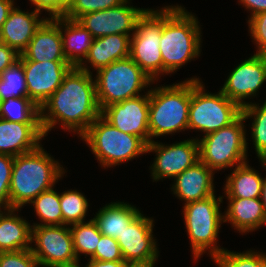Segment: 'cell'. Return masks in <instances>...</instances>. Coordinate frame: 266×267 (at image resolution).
I'll return each mask as SVG.
<instances>
[{
    "label": "cell",
    "instance_id": "obj_34",
    "mask_svg": "<svg viewBox=\"0 0 266 267\" xmlns=\"http://www.w3.org/2000/svg\"><path fill=\"white\" fill-rule=\"evenodd\" d=\"M214 262L218 267H264L266 265V253L257 250L234 252L223 250Z\"/></svg>",
    "mask_w": 266,
    "mask_h": 267
},
{
    "label": "cell",
    "instance_id": "obj_42",
    "mask_svg": "<svg viewBox=\"0 0 266 267\" xmlns=\"http://www.w3.org/2000/svg\"><path fill=\"white\" fill-rule=\"evenodd\" d=\"M245 9L251 12V16L266 11V0H239Z\"/></svg>",
    "mask_w": 266,
    "mask_h": 267
},
{
    "label": "cell",
    "instance_id": "obj_9",
    "mask_svg": "<svg viewBox=\"0 0 266 267\" xmlns=\"http://www.w3.org/2000/svg\"><path fill=\"white\" fill-rule=\"evenodd\" d=\"M204 88L200 80H191L188 129L200 130L206 135L233 123L241 115L242 108L221 90L212 94Z\"/></svg>",
    "mask_w": 266,
    "mask_h": 267
},
{
    "label": "cell",
    "instance_id": "obj_39",
    "mask_svg": "<svg viewBox=\"0 0 266 267\" xmlns=\"http://www.w3.org/2000/svg\"><path fill=\"white\" fill-rule=\"evenodd\" d=\"M247 23L251 39L257 46L256 53H266V11L250 17Z\"/></svg>",
    "mask_w": 266,
    "mask_h": 267
},
{
    "label": "cell",
    "instance_id": "obj_36",
    "mask_svg": "<svg viewBox=\"0 0 266 267\" xmlns=\"http://www.w3.org/2000/svg\"><path fill=\"white\" fill-rule=\"evenodd\" d=\"M14 157L0 154V208H10V180Z\"/></svg>",
    "mask_w": 266,
    "mask_h": 267
},
{
    "label": "cell",
    "instance_id": "obj_33",
    "mask_svg": "<svg viewBox=\"0 0 266 267\" xmlns=\"http://www.w3.org/2000/svg\"><path fill=\"white\" fill-rule=\"evenodd\" d=\"M88 200L82 192L67 190L60 193V208L62 210L63 225L71 226L85 222L88 211Z\"/></svg>",
    "mask_w": 266,
    "mask_h": 267
},
{
    "label": "cell",
    "instance_id": "obj_12",
    "mask_svg": "<svg viewBox=\"0 0 266 267\" xmlns=\"http://www.w3.org/2000/svg\"><path fill=\"white\" fill-rule=\"evenodd\" d=\"M198 138L187 139L178 143L166 144L150 142L146 153L155 152L156 157L150 166L154 181L163 178L172 179L199 161Z\"/></svg>",
    "mask_w": 266,
    "mask_h": 267
},
{
    "label": "cell",
    "instance_id": "obj_16",
    "mask_svg": "<svg viewBox=\"0 0 266 267\" xmlns=\"http://www.w3.org/2000/svg\"><path fill=\"white\" fill-rule=\"evenodd\" d=\"M101 116L121 132L138 136L147 145L150 143L149 90L145 95L104 107Z\"/></svg>",
    "mask_w": 266,
    "mask_h": 267
},
{
    "label": "cell",
    "instance_id": "obj_23",
    "mask_svg": "<svg viewBox=\"0 0 266 267\" xmlns=\"http://www.w3.org/2000/svg\"><path fill=\"white\" fill-rule=\"evenodd\" d=\"M227 210L224 222H229L234 230L247 234L266 225V215L260 198L226 197Z\"/></svg>",
    "mask_w": 266,
    "mask_h": 267
},
{
    "label": "cell",
    "instance_id": "obj_18",
    "mask_svg": "<svg viewBox=\"0 0 266 267\" xmlns=\"http://www.w3.org/2000/svg\"><path fill=\"white\" fill-rule=\"evenodd\" d=\"M20 61H67L63 53L60 16L48 17L36 30Z\"/></svg>",
    "mask_w": 266,
    "mask_h": 267
},
{
    "label": "cell",
    "instance_id": "obj_41",
    "mask_svg": "<svg viewBox=\"0 0 266 267\" xmlns=\"http://www.w3.org/2000/svg\"><path fill=\"white\" fill-rule=\"evenodd\" d=\"M19 55L13 48L0 42V74L17 61Z\"/></svg>",
    "mask_w": 266,
    "mask_h": 267
},
{
    "label": "cell",
    "instance_id": "obj_30",
    "mask_svg": "<svg viewBox=\"0 0 266 267\" xmlns=\"http://www.w3.org/2000/svg\"><path fill=\"white\" fill-rule=\"evenodd\" d=\"M244 119H253L251 137L258 159H266V100L262 105L248 103L242 107Z\"/></svg>",
    "mask_w": 266,
    "mask_h": 267
},
{
    "label": "cell",
    "instance_id": "obj_31",
    "mask_svg": "<svg viewBox=\"0 0 266 267\" xmlns=\"http://www.w3.org/2000/svg\"><path fill=\"white\" fill-rule=\"evenodd\" d=\"M73 237L74 253L80 262V254L89 258L95 253L96 247L102 233L98 230L97 224L93 219L87 222H80L70 226Z\"/></svg>",
    "mask_w": 266,
    "mask_h": 267
},
{
    "label": "cell",
    "instance_id": "obj_10",
    "mask_svg": "<svg viewBox=\"0 0 266 267\" xmlns=\"http://www.w3.org/2000/svg\"><path fill=\"white\" fill-rule=\"evenodd\" d=\"M163 7L148 9L137 20L130 38V58L155 82L163 75L160 52ZM160 76V77H159Z\"/></svg>",
    "mask_w": 266,
    "mask_h": 267
},
{
    "label": "cell",
    "instance_id": "obj_43",
    "mask_svg": "<svg viewBox=\"0 0 266 267\" xmlns=\"http://www.w3.org/2000/svg\"><path fill=\"white\" fill-rule=\"evenodd\" d=\"M88 263L84 267H126L128 263L124 260L117 261H100L94 259H88Z\"/></svg>",
    "mask_w": 266,
    "mask_h": 267
},
{
    "label": "cell",
    "instance_id": "obj_3",
    "mask_svg": "<svg viewBox=\"0 0 266 267\" xmlns=\"http://www.w3.org/2000/svg\"><path fill=\"white\" fill-rule=\"evenodd\" d=\"M42 146L14 157L10 208H23L42 192L52 189L65 174L63 166Z\"/></svg>",
    "mask_w": 266,
    "mask_h": 267
},
{
    "label": "cell",
    "instance_id": "obj_21",
    "mask_svg": "<svg viewBox=\"0 0 266 267\" xmlns=\"http://www.w3.org/2000/svg\"><path fill=\"white\" fill-rule=\"evenodd\" d=\"M213 175L214 172L199 160L174 178L171 191L184 204L205 199L215 194Z\"/></svg>",
    "mask_w": 266,
    "mask_h": 267
},
{
    "label": "cell",
    "instance_id": "obj_35",
    "mask_svg": "<svg viewBox=\"0 0 266 267\" xmlns=\"http://www.w3.org/2000/svg\"><path fill=\"white\" fill-rule=\"evenodd\" d=\"M126 0H70L67 10L62 15L72 20H78L82 15L117 7Z\"/></svg>",
    "mask_w": 266,
    "mask_h": 267
},
{
    "label": "cell",
    "instance_id": "obj_1",
    "mask_svg": "<svg viewBox=\"0 0 266 267\" xmlns=\"http://www.w3.org/2000/svg\"><path fill=\"white\" fill-rule=\"evenodd\" d=\"M92 73L72 67L60 87L40 107V122L45 137L61 125V129L81 137L101 115Z\"/></svg>",
    "mask_w": 266,
    "mask_h": 267
},
{
    "label": "cell",
    "instance_id": "obj_19",
    "mask_svg": "<svg viewBox=\"0 0 266 267\" xmlns=\"http://www.w3.org/2000/svg\"><path fill=\"white\" fill-rule=\"evenodd\" d=\"M41 12L35 8L34 11L25 12L14 6L0 28V42L21 54L27 48L36 30L48 18L40 19Z\"/></svg>",
    "mask_w": 266,
    "mask_h": 267
},
{
    "label": "cell",
    "instance_id": "obj_14",
    "mask_svg": "<svg viewBox=\"0 0 266 267\" xmlns=\"http://www.w3.org/2000/svg\"><path fill=\"white\" fill-rule=\"evenodd\" d=\"M264 82L266 57L264 54L254 53L232 70L220 90L242 108L248 104L245 99L258 95L257 92Z\"/></svg>",
    "mask_w": 266,
    "mask_h": 267
},
{
    "label": "cell",
    "instance_id": "obj_32",
    "mask_svg": "<svg viewBox=\"0 0 266 267\" xmlns=\"http://www.w3.org/2000/svg\"><path fill=\"white\" fill-rule=\"evenodd\" d=\"M28 97L23 63L18 59L0 74V101Z\"/></svg>",
    "mask_w": 266,
    "mask_h": 267
},
{
    "label": "cell",
    "instance_id": "obj_37",
    "mask_svg": "<svg viewBox=\"0 0 266 267\" xmlns=\"http://www.w3.org/2000/svg\"><path fill=\"white\" fill-rule=\"evenodd\" d=\"M0 267H40L31 249L0 252Z\"/></svg>",
    "mask_w": 266,
    "mask_h": 267
},
{
    "label": "cell",
    "instance_id": "obj_26",
    "mask_svg": "<svg viewBox=\"0 0 266 267\" xmlns=\"http://www.w3.org/2000/svg\"><path fill=\"white\" fill-rule=\"evenodd\" d=\"M140 213L136 206L116 201L100 208L92 219L102 235L117 239Z\"/></svg>",
    "mask_w": 266,
    "mask_h": 267
},
{
    "label": "cell",
    "instance_id": "obj_24",
    "mask_svg": "<svg viewBox=\"0 0 266 267\" xmlns=\"http://www.w3.org/2000/svg\"><path fill=\"white\" fill-rule=\"evenodd\" d=\"M3 209L0 213V252L31 249V224L16 211Z\"/></svg>",
    "mask_w": 266,
    "mask_h": 267
},
{
    "label": "cell",
    "instance_id": "obj_27",
    "mask_svg": "<svg viewBox=\"0 0 266 267\" xmlns=\"http://www.w3.org/2000/svg\"><path fill=\"white\" fill-rule=\"evenodd\" d=\"M264 177L248 164L234 168L224 186L225 197L260 198Z\"/></svg>",
    "mask_w": 266,
    "mask_h": 267
},
{
    "label": "cell",
    "instance_id": "obj_46",
    "mask_svg": "<svg viewBox=\"0 0 266 267\" xmlns=\"http://www.w3.org/2000/svg\"><path fill=\"white\" fill-rule=\"evenodd\" d=\"M155 265L128 264L126 267H154Z\"/></svg>",
    "mask_w": 266,
    "mask_h": 267
},
{
    "label": "cell",
    "instance_id": "obj_45",
    "mask_svg": "<svg viewBox=\"0 0 266 267\" xmlns=\"http://www.w3.org/2000/svg\"><path fill=\"white\" fill-rule=\"evenodd\" d=\"M259 161L262 163L261 164L262 167L265 168L266 167V159H259ZM260 199L262 201L264 212H265V215H266V177H264Z\"/></svg>",
    "mask_w": 266,
    "mask_h": 267
},
{
    "label": "cell",
    "instance_id": "obj_2",
    "mask_svg": "<svg viewBox=\"0 0 266 267\" xmlns=\"http://www.w3.org/2000/svg\"><path fill=\"white\" fill-rule=\"evenodd\" d=\"M192 12L181 5L163 7L160 52L163 75L176 72L201 53V29Z\"/></svg>",
    "mask_w": 266,
    "mask_h": 267
},
{
    "label": "cell",
    "instance_id": "obj_8",
    "mask_svg": "<svg viewBox=\"0 0 266 267\" xmlns=\"http://www.w3.org/2000/svg\"><path fill=\"white\" fill-rule=\"evenodd\" d=\"M241 114L233 123L208 133L198 141L199 160L214 173L247 162L248 142Z\"/></svg>",
    "mask_w": 266,
    "mask_h": 267
},
{
    "label": "cell",
    "instance_id": "obj_4",
    "mask_svg": "<svg viewBox=\"0 0 266 267\" xmlns=\"http://www.w3.org/2000/svg\"><path fill=\"white\" fill-rule=\"evenodd\" d=\"M192 77L172 85L149 89V133L153 137L188 130Z\"/></svg>",
    "mask_w": 266,
    "mask_h": 267
},
{
    "label": "cell",
    "instance_id": "obj_40",
    "mask_svg": "<svg viewBox=\"0 0 266 267\" xmlns=\"http://www.w3.org/2000/svg\"><path fill=\"white\" fill-rule=\"evenodd\" d=\"M35 9L46 11L49 17L61 16L67 10L70 0H29Z\"/></svg>",
    "mask_w": 266,
    "mask_h": 267
},
{
    "label": "cell",
    "instance_id": "obj_25",
    "mask_svg": "<svg viewBox=\"0 0 266 267\" xmlns=\"http://www.w3.org/2000/svg\"><path fill=\"white\" fill-rule=\"evenodd\" d=\"M63 53L72 67H78L86 58L94 37L77 20L60 16Z\"/></svg>",
    "mask_w": 266,
    "mask_h": 267
},
{
    "label": "cell",
    "instance_id": "obj_15",
    "mask_svg": "<svg viewBox=\"0 0 266 267\" xmlns=\"http://www.w3.org/2000/svg\"><path fill=\"white\" fill-rule=\"evenodd\" d=\"M146 10V8L131 6L130 0H126L117 7L84 14L77 21L94 38H101L111 34H122L131 37L135 32L137 20Z\"/></svg>",
    "mask_w": 266,
    "mask_h": 267
},
{
    "label": "cell",
    "instance_id": "obj_11",
    "mask_svg": "<svg viewBox=\"0 0 266 267\" xmlns=\"http://www.w3.org/2000/svg\"><path fill=\"white\" fill-rule=\"evenodd\" d=\"M31 252L42 267H80L67 225L31 226Z\"/></svg>",
    "mask_w": 266,
    "mask_h": 267
},
{
    "label": "cell",
    "instance_id": "obj_6",
    "mask_svg": "<svg viewBox=\"0 0 266 267\" xmlns=\"http://www.w3.org/2000/svg\"><path fill=\"white\" fill-rule=\"evenodd\" d=\"M101 167H113L146 154L147 144L138 136L121 132L101 115L81 136Z\"/></svg>",
    "mask_w": 266,
    "mask_h": 267
},
{
    "label": "cell",
    "instance_id": "obj_13",
    "mask_svg": "<svg viewBox=\"0 0 266 267\" xmlns=\"http://www.w3.org/2000/svg\"><path fill=\"white\" fill-rule=\"evenodd\" d=\"M154 222L141 212L116 239L128 264L155 265L159 250L152 234Z\"/></svg>",
    "mask_w": 266,
    "mask_h": 267
},
{
    "label": "cell",
    "instance_id": "obj_44",
    "mask_svg": "<svg viewBox=\"0 0 266 267\" xmlns=\"http://www.w3.org/2000/svg\"><path fill=\"white\" fill-rule=\"evenodd\" d=\"M15 5L14 0H0V28Z\"/></svg>",
    "mask_w": 266,
    "mask_h": 267
},
{
    "label": "cell",
    "instance_id": "obj_20",
    "mask_svg": "<svg viewBox=\"0 0 266 267\" xmlns=\"http://www.w3.org/2000/svg\"><path fill=\"white\" fill-rule=\"evenodd\" d=\"M41 124H22L0 118V154L18 156L37 149L44 139Z\"/></svg>",
    "mask_w": 266,
    "mask_h": 267
},
{
    "label": "cell",
    "instance_id": "obj_22",
    "mask_svg": "<svg viewBox=\"0 0 266 267\" xmlns=\"http://www.w3.org/2000/svg\"><path fill=\"white\" fill-rule=\"evenodd\" d=\"M130 38V36L122 34L94 38L85 61L78 68L92 73L88 66L89 63L97 71L112 62L130 57Z\"/></svg>",
    "mask_w": 266,
    "mask_h": 267
},
{
    "label": "cell",
    "instance_id": "obj_38",
    "mask_svg": "<svg viewBox=\"0 0 266 267\" xmlns=\"http://www.w3.org/2000/svg\"><path fill=\"white\" fill-rule=\"evenodd\" d=\"M89 259L100 261L124 260L118 241L105 235H101L95 253Z\"/></svg>",
    "mask_w": 266,
    "mask_h": 267
},
{
    "label": "cell",
    "instance_id": "obj_7",
    "mask_svg": "<svg viewBox=\"0 0 266 267\" xmlns=\"http://www.w3.org/2000/svg\"><path fill=\"white\" fill-rule=\"evenodd\" d=\"M95 84L100 110L140 96L154 81L130 58L117 60L97 70ZM146 87V88H145Z\"/></svg>",
    "mask_w": 266,
    "mask_h": 267
},
{
    "label": "cell",
    "instance_id": "obj_5",
    "mask_svg": "<svg viewBox=\"0 0 266 267\" xmlns=\"http://www.w3.org/2000/svg\"><path fill=\"white\" fill-rule=\"evenodd\" d=\"M223 198H217L214 194L183 206L184 222L195 260H199L208 249L209 256L214 260L224 250L217 245L218 233L224 223V215L220 211Z\"/></svg>",
    "mask_w": 266,
    "mask_h": 267
},
{
    "label": "cell",
    "instance_id": "obj_29",
    "mask_svg": "<svg viewBox=\"0 0 266 267\" xmlns=\"http://www.w3.org/2000/svg\"><path fill=\"white\" fill-rule=\"evenodd\" d=\"M29 204L33 205L35 214L41 223H33L31 226L63 225L62 210L60 208V193L54 190L42 192Z\"/></svg>",
    "mask_w": 266,
    "mask_h": 267
},
{
    "label": "cell",
    "instance_id": "obj_17",
    "mask_svg": "<svg viewBox=\"0 0 266 267\" xmlns=\"http://www.w3.org/2000/svg\"><path fill=\"white\" fill-rule=\"evenodd\" d=\"M23 63L28 97L41 107L60 87L72 66L68 61H21Z\"/></svg>",
    "mask_w": 266,
    "mask_h": 267
},
{
    "label": "cell",
    "instance_id": "obj_28",
    "mask_svg": "<svg viewBox=\"0 0 266 267\" xmlns=\"http://www.w3.org/2000/svg\"><path fill=\"white\" fill-rule=\"evenodd\" d=\"M0 118L22 124H41L40 107L29 97L0 101Z\"/></svg>",
    "mask_w": 266,
    "mask_h": 267
}]
</instances>
